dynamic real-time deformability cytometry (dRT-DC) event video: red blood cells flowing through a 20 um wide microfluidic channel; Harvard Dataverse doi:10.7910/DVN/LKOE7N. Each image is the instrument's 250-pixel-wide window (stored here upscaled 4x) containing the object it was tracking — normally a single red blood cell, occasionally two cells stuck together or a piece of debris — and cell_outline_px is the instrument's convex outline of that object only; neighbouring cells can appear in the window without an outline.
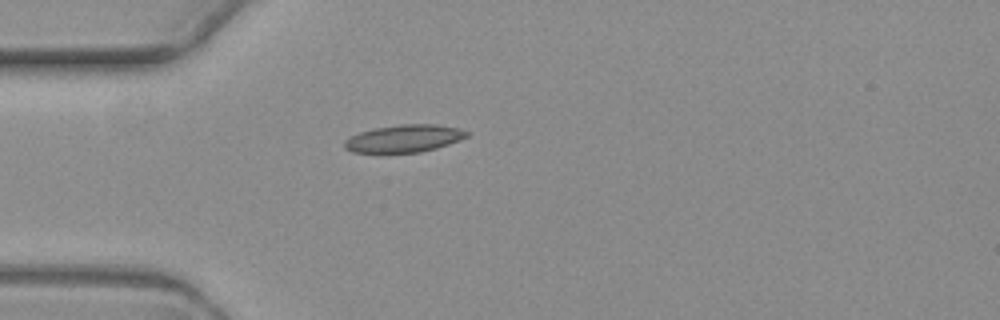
{"species": "common noctule bat (a hibernating species)", "species_latin": "Nyctalus noctula", "temperature_condition": "warm", "stored_images_in_passage": 1, "camera_frame_rate_fps": 3000, "um_per_image_px": 0.085, "animal": {"sex": "female", "body_mass_g": 19.3, "forearm_length_mm": 54.1}, "frame": {"image": 1, "passage_image": 1, "time_ms": 0.0, "image_size_px": [1000, 320], "cell_outline_px": [[468, 136], [460, 140], [436, 148], [420, 152], [352, 152], [344, 148], [344, 140], [360, 132], [376, 128], [400, 124], [436, 124], [460, 128], [468, 132]], "centroid_in_image_um": [34.37, 11.76], "position_along_channel_um": 50.6, "area_um2": 19.42}}